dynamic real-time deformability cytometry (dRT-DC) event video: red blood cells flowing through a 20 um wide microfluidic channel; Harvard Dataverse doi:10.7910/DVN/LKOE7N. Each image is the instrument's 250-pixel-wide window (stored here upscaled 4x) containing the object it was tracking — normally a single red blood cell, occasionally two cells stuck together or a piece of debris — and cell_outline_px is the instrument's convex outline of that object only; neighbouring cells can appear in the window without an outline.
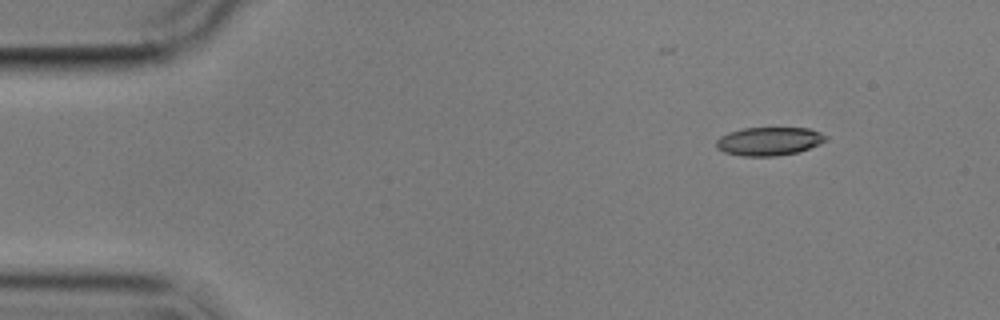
{"species": "common noctule bat (a hibernating species)", "species_latin": "Nyctalus noctula", "temperature_condition": "cold", "stored_images_in_passage": 4, "camera_frame_rate_fps": 3000, "um_per_image_px": 0.085, "animal": {"sex": "male", "body_mass_g": 17.9}, "frame": {"image": 1, "passage_image": 1, "time_ms": 0.0, "image_size_px": [1000, 320], "cell_outline_px": [[828, 140], [820, 144], [796, 152], [776, 156], [744, 156], [724, 152], [716, 148], [716, 140], [720, 136], [728, 132], [744, 128], [808, 128], [820, 132], [828, 136]], "centroid_in_image_um": [65.37, 12.0], "position_along_channel_um": 19.6, "area_um2": 18.15}}
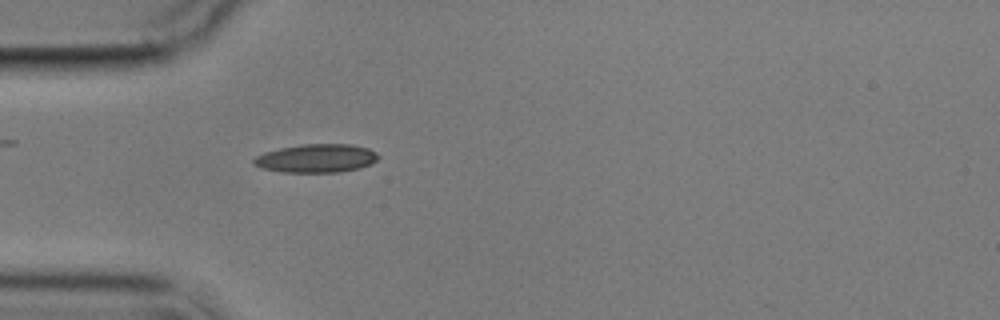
{"frame": {"image": 2, "passage_image": 4, "time_ms": 3.333, "image_size_px": [1000, 320], "cell_outline_px": [[380, 156], [372, 164], [360, 168], [340, 172], [284, 172], [260, 168], [252, 164], [252, 160], [256, 156], [264, 152], [280, 148], [304, 144], [352, 144], [368, 148], [376, 152]], "centroid_in_image_um": [26.9, 13.46], "position_along_channel_um": 58.1, "area_um2": 20.81}}